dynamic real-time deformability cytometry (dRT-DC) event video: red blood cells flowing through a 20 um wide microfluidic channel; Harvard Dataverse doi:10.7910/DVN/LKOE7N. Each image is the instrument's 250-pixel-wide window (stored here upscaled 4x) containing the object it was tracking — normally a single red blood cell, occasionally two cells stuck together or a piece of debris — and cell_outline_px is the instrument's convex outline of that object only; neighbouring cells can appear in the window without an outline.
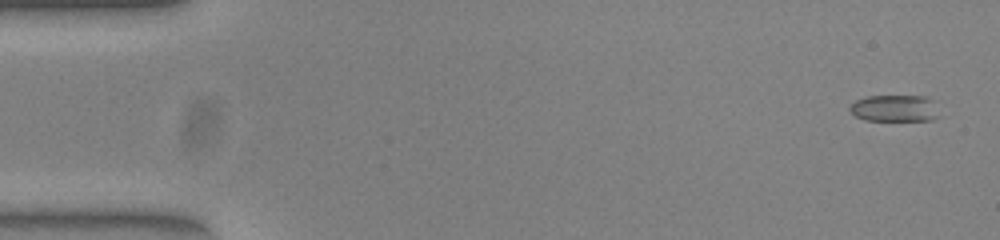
{"species": "common noctule bat (a hibernating species)", "species_latin": "Nyctalus noctula", "temperature_condition": "warm", "stored_images_in_passage": 53, "camera_frame_rate_fps": 3000, "um_per_image_px": 0.085, "animal": {"sex": "female", "body_mass_g": 23.0, "forearm_length_mm": 53.4}, "frame": {"image": 1, "passage_image": 3, "time_ms": 0.667, "image_size_px": [1000, 240], "cell_outline_px": [[940, 116], [932, 120], [864, 120], [856, 116], [848, 108], [856, 100], [868, 96], [928, 96], [932, 100]], "centroid_in_image_um": [76.07, 9.2], "position_along_channel_um": 8.9, "area_um2": 13.87}}
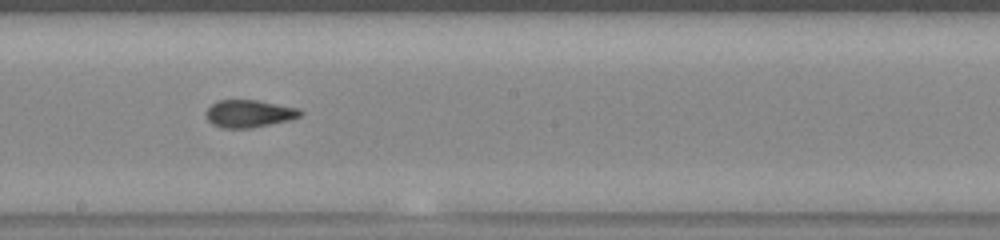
{"frame": {"image": 2, "passage_image": 30, "time_ms": 9.667, "image_size_px": [1000, 240], "cell_outline_px": [[304, 112], [300, 116], [292, 120], [252, 128], [220, 128], [212, 124], [204, 116], [204, 112], [216, 100], [256, 100], [300, 108]], "centroid_in_image_um": [21.17, 9.66], "position_along_channel_um": 227.0, "area_um2": 15.43}}
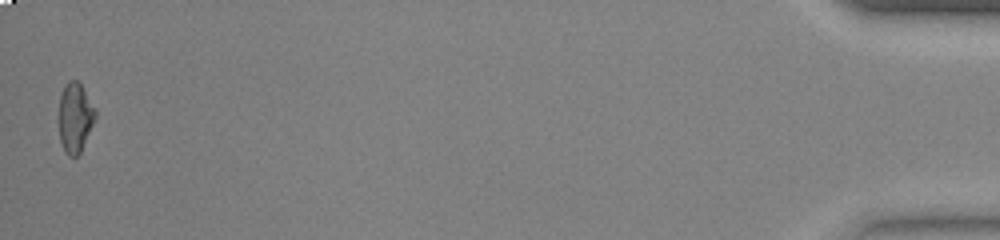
{"frame": {"image": 3, "passage_image": 53, "time_ms": 17.333, "image_size_px": [1000, 240], "cell_outline_px": [[96, 116], [80, 152], [76, 156], [68, 156], [64, 152], [60, 140], [56, 116], [60, 96], [64, 84], [68, 80], [80, 80], [96, 108]], "centroid_in_image_um": [6.34, 9.93], "position_along_channel_um": 428.9, "area_um2": 15.49}, "authors_computed_cell_mechanics": {"area_um2": 15.028, "velocity_mm_per_s": 3.9291, "shape_relaxation_time_tau1_ms": null, "shape_relaxation_time_tau2_ms": 1.699, "deformation_change_tau1": null, "deformation_change_tau2": 0.0549}}